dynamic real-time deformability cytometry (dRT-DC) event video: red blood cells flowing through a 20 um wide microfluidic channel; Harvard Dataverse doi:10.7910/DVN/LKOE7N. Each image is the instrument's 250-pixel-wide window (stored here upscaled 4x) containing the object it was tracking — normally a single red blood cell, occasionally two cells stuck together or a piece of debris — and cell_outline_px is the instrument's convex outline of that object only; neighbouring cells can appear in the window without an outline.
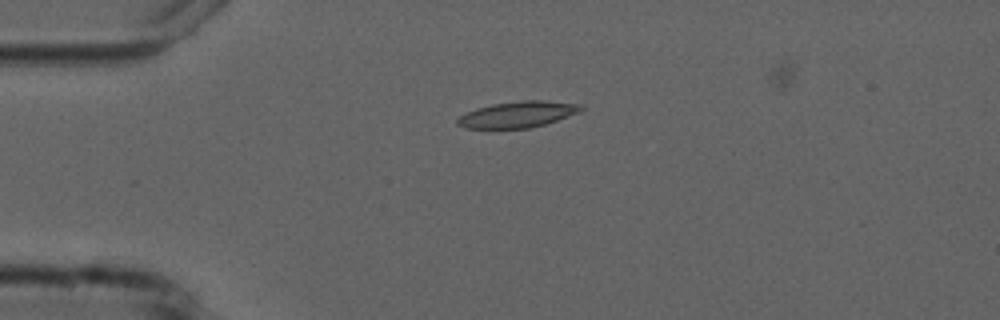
{"species": "common noctule bat (a hibernating species)", "species_latin": "Nyctalus noctula", "temperature_condition": "cold", "stored_images_in_passage": 3, "camera_frame_rate_fps": 3000, "um_per_image_px": 0.085, "animal": {"sex": "male", "forearm_length_mm": 52.5}, "frame": {"image": 1, "passage_image": 2, "time_ms": 3.333, "image_size_px": [1000, 320], "cell_outline_px": [[584, 108], [580, 112], [544, 124], [528, 128], [464, 128], [456, 124], [456, 120], [460, 116], [476, 108], [492, 104], [520, 100], [544, 100], [580, 104]], "centroid_in_image_um": [44.0, 9.72], "position_along_channel_um": 41.0, "area_um2": 18.73}}